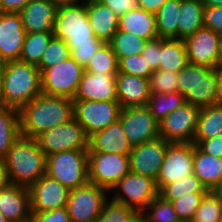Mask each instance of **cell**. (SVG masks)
Instances as JSON below:
<instances>
[{
    "label": "cell",
    "instance_id": "cell-4",
    "mask_svg": "<svg viewBox=\"0 0 222 222\" xmlns=\"http://www.w3.org/2000/svg\"><path fill=\"white\" fill-rule=\"evenodd\" d=\"M178 91L185 101L198 109L217 104V70L187 62L178 73Z\"/></svg>",
    "mask_w": 222,
    "mask_h": 222
},
{
    "label": "cell",
    "instance_id": "cell-34",
    "mask_svg": "<svg viewBox=\"0 0 222 222\" xmlns=\"http://www.w3.org/2000/svg\"><path fill=\"white\" fill-rule=\"evenodd\" d=\"M185 102V97L179 91L151 94L148 99L147 107L153 117L160 122Z\"/></svg>",
    "mask_w": 222,
    "mask_h": 222
},
{
    "label": "cell",
    "instance_id": "cell-50",
    "mask_svg": "<svg viewBox=\"0 0 222 222\" xmlns=\"http://www.w3.org/2000/svg\"><path fill=\"white\" fill-rule=\"evenodd\" d=\"M101 4L111 8V10L120 18L125 13L137 8V0H97Z\"/></svg>",
    "mask_w": 222,
    "mask_h": 222
},
{
    "label": "cell",
    "instance_id": "cell-60",
    "mask_svg": "<svg viewBox=\"0 0 222 222\" xmlns=\"http://www.w3.org/2000/svg\"><path fill=\"white\" fill-rule=\"evenodd\" d=\"M0 222H7L1 211H0Z\"/></svg>",
    "mask_w": 222,
    "mask_h": 222
},
{
    "label": "cell",
    "instance_id": "cell-23",
    "mask_svg": "<svg viewBox=\"0 0 222 222\" xmlns=\"http://www.w3.org/2000/svg\"><path fill=\"white\" fill-rule=\"evenodd\" d=\"M133 147L123 133L118 120L104 130L93 133L88 138V152L117 153L129 155Z\"/></svg>",
    "mask_w": 222,
    "mask_h": 222
},
{
    "label": "cell",
    "instance_id": "cell-57",
    "mask_svg": "<svg viewBox=\"0 0 222 222\" xmlns=\"http://www.w3.org/2000/svg\"><path fill=\"white\" fill-rule=\"evenodd\" d=\"M204 7L222 6V0H201Z\"/></svg>",
    "mask_w": 222,
    "mask_h": 222
},
{
    "label": "cell",
    "instance_id": "cell-43",
    "mask_svg": "<svg viewBox=\"0 0 222 222\" xmlns=\"http://www.w3.org/2000/svg\"><path fill=\"white\" fill-rule=\"evenodd\" d=\"M135 209L114 201L106 200L103 205L100 215L95 219L94 222H128L131 214Z\"/></svg>",
    "mask_w": 222,
    "mask_h": 222
},
{
    "label": "cell",
    "instance_id": "cell-59",
    "mask_svg": "<svg viewBox=\"0 0 222 222\" xmlns=\"http://www.w3.org/2000/svg\"><path fill=\"white\" fill-rule=\"evenodd\" d=\"M2 71H3V64L0 63V106H2V100H1Z\"/></svg>",
    "mask_w": 222,
    "mask_h": 222
},
{
    "label": "cell",
    "instance_id": "cell-24",
    "mask_svg": "<svg viewBox=\"0 0 222 222\" xmlns=\"http://www.w3.org/2000/svg\"><path fill=\"white\" fill-rule=\"evenodd\" d=\"M56 10L51 0H30L19 12L26 33L53 32Z\"/></svg>",
    "mask_w": 222,
    "mask_h": 222
},
{
    "label": "cell",
    "instance_id": "cell-33",
    "mask_svg": "<svg viewBox=\"0 0 222 222\" xmlns=\"http://www.w3.org/2000/svg\"><path fill=\"white\" fill-rule=\"evenodd\" d=\"M53 32L26 33L19 61L38 66Z\"/></svg>",
    "mask_w": 222,
    "mask_h": 222
},
{
    "label": "cell",
    "instance_id": "cell-11",
    "mask_svg": "<svg viewBox=\"0 0 222 222\" xmlns=\"http://www.w3.org/2000/svg\"><path fill=\"white\" fill-rule=\"evenodd\" d=\"M107 189L88 182L70 190L66 208L71 222H94L106 202Z\"/></svg>",
    "mask_w": 222,
    "mask_h": 222
},
{
    "label": "cell",
    "instance_id": "cell-16",
    "mask_svg": "<svg viewBox=\"0 0 222 222\" xmlns=\"http://www.w3.org/2000/svg\"><path fill=\"white\" fill-rule=\"evenodd\" d=\"M194 143H169L156 180L158 190L164 185L193 174Z\"/></svg>",
    "mask_w": 222,
    "mask_h": 222
},
{
    "label": "cell",
    "instance_id": "cell-37",
    "mask_svg": "<svg viewBox=\"0 0 222 222\" xmlns=\"http://www.w3.org/2000/svg\"><path fill=\"white\" fill-rule=\"evenodd\" d=\"M86 72L118 74V59L110 43H104L91 57Z\"/></svg>",
    "mask_w": 222,
    "mask_h": 222
},
{
    "label": "cell",
    "instance_id": "cell-49",
    "mask_svg": "<svg viewBox=\"0 0 222 222\" xmlns=\"http://www.w3.org/2000/svg\"><path fill=\"white\" fill-rule=\"evenodd\" d=\"M193 143L203 152L222 158V135L206 140H194Z\"/></svg>",
    "mask_w": 222,
    "mask_h": 222
},
{
    "label": "cell",
    "instance_id": "cell-31",
    "mask_svg": "<svg viewBox=\"0 0 222 222\" xmlns=\"http://www.w3.org/2000/svg\"><path fill=\"white\" fill-rule=\"evenodd\" d=\"M222 135V106L200 109L194 140H206Z\"/></svg>",
    "mask_w": 222,
    "mask_h": 222
},
{
    "label": "cell",
    "instance_id": "cell-52",
    "mask_svg": "<svg viewBox=\"0 0 222 222\" xmlns=\"http://www.w3.org/2000/svg\"><path fill=\"white\" fill-rule=\"evenodd\" d=\"M167 0H137L138 8L156 14Z\"/></svg>",
    "mask_w": 222,
    "mask_h": 222
},
{
    "label": "cell",
    "instance_id": "cell-58",
    "mask_svg": "<svg viewBox=\"0 0 222 222\" xmlns=\"http://www.w3.org/2000/svg\"><path fill=\"white\" fill-rule=\"evenodd\" d=\"M212 191L222 199V179Z\"/></svg>",
    "mask_w": 222,
    "mask_h": 222
},
{
    "label": "cell",
    "instance_id": "cell-8",
    "mask_svg": "<svg viewBox=\"0 0 222 222\" xmlns=\"http://www.w3.org/2000/svg\"><path fill=\"white\" fill-rule=\"evenodd\" d=\"M88 136L73 116L65 123L42 132L35 139L45 156L66 150L88 149Z\"/></svg>",
    "mask_w": 222,
    "mask_h": 222
},
{
    "label": "cell",
    "instance_id": "cell-22",
    "mask_svg": "<svg viewBox=\"0 0 222 222\" xmlns=\"http://www.w3.org/2000/svg\"><path fill=\"white\" fill-rule=\"evenodd\" d=\"M115 80L117 101L122 108L147 106L151 95L148 78L118 73Z\"/></svg>",
    "mask_w": 222,
    "mask_h": 222
},
{
    "label": "cell",
    "instance_id": "cell-35",
    "mask_svg": "<svg viewBox=\"0 0 222 222\" xmlns=\"http://www.w3.org/2000/svg\"><path fill=\"white\" fill-rule=\"evenodd\" d=\"M195 192H208V190L194 174H191L175 182L164 185L159 190V195L164 200L173 202L184 195Z\"/></svg>",
    "mask_w": 222,
    "mask_h": 222
},
{
    "label": "cell",
    "instance_id": "cell-12",
    "mask_svg": "<svg viewBox=\"0 0 222 222\" xmlns=\"http://www.w3.org/2000/svg\"><path fill=\"white\" fill-rule=\"evenodd\" d=\"M114 189H121L119 191L122 192L114 195L112 199L135 210H145L146 206L159 195L156 180L132 172L116 183L111 191Z\"/></svg>",
    "mask_w": 222,
    "mask_h": 222
},
{
    "label": "cell",
    "instance_id": "cell-17",
    "mask_svg": "<svg viewBox=\"0 0 222 222\" xmlns=\"http://www.w3.org/2000/svg\"><path fill=\"white\" fill-rule=\"evenodd\" d=\"M169 142L162 137L133 147L128 155L130 172L157 180Z\"/></svg>",
    "mask_w": 222,
    "mask_h": 222
},
{
    "label": "cell",
    "instance_id": "cell-20",
    "mask_svg": "<svg viewBox=\"0 0 222 222\" xmlns=\"http://www.w3.org/2000/svg\"><path fill=\"white\" fill-rule=\"evenodd\" d=\"M116 75L84 71L72 100H117Z\"/></svg>",
    "mask_w": 222,
    "mask_h": 222
},
{
    "label": "cell",
    "instance_id": "cell-45",
    "mask_svg": "<svg viewBox=\"0 0 222 222\" xmlns=\"http://www.w3.org/2000/svg\"><path fill=\"white\" fill-rule=\"evenodd\" d=\"M105 42L66 43L71 50V57L85 68L91 57Z\"/></svg>",
    "mask_w": 222,
    "mask_h": 222
},
{
    "label": "cell",
    "instance_id": "cell-29",
    "mask_svg": "<svg viewBox=\"0 0 222 222\" xmlns=\"http://www.w3.org/2000/svg\"><path fill=\"white\" fill-rule=\"evenodd\" d=\"M187 62L184 40L160 38V64L158 70L179 73Z\"/></svg>",
    "mask_w": 222,
    "mask_h": 222
},
{
    "label": "cell",
    "instance_id": "cell-38",
    "mask_svg": "<svg viewBox=\"0 0 222 222\" xmlns=\"http://www.w3.org/2000/svg\"><path fill=\"white\" fill-rule=\"evenodd\" d=\"M222 220V199L213 191L203 197L191 222H220Z\"/></svg>",
    "mask_w": 222,
    "mask_h": 222
},
{
    "label": "cell",
    "instance_id": "cell-36",
    "mask_svg": "<svg viewBox=\"0 0 222 222\" xmlns=\"http://www.w3.org/2000/svg\"><path fill=\"white\" fill-rule=\"evenodd\" d=\"M109 43L119 61L121 58L131 55H141L147 40L139 38L130 32L118 29Z\"/></svg>",
    "mask_w": 222,
    "mask_h": 222
},
{
    "label": "cell",
    "instance_id": "cell-2",
    "mask_svg": "<svg viewBox=\"0 0 222 222\" xmlns=\"http://www.w3.org/2000/svg\"><path fill=\"white\" fill-rule=\"evenodd\" d=\"M41 93L40 71L37 66L19 60L3 63L2 106L20 111Z\"/></svg>",
    "mask_w": 222,
    "mask_h": 222
},
{
    "label": "cell",
    "instance_id": "cell-19",
    "mask_svg": "<svg viewBox=\"0 0 222 222\" xmlns=\"http://www.w3.org/2000/svg\"><path fill=\"white\" fill-rule=\"evenodd\" d=\"M25 35L19 13L0 15V63L19 60Z\"/></svg>",
    "mask_w": 222,
    "mask_h": 222
},
{
    "label": "cell",
    "instance_id": "cell-9",
    "mask_svg": "<svg viewBox=\"0 0 222 222\" xmlns=\"http://www.w3.org/2000/svg\"><path fill=\"white\" fill-rule=\"evenodd\" d=\"M122 107L117 100H73V116L89 137L119 120Z\"/></svg>",
    "mask_w": 222,
    "mask_h": 222
},
{
    "label": "cell",
    "instance_id": "cell-51",
    "mask_svg": "<svg viewBox=\"0 0 222 222\" xmlns=\"http://www.w3.org/2000/svg\"><path fill=\"white\" fill-rule=\"evenodd\" d=\"M30 0H0L2 13H19Z\"/></svg>",
    "mask_w": 222,
    "mask_h": 222
},
{
    "label": "cell",
    "instance_id": "cell-55",
    "mask_svg": "<svg viewBox=\"0 0 222 222\" xmlns=\"http://www.w3.org/2000/svg\"><path fill=\"white\" fill-rule=\"evenodd\" d=\"M218 78V101L217 104L222 106V63L216 68Z\"/></svg>",
    "mask_w": 222,
    "mask_h": 222
},
{
    "label": "cell",
    "instance_id": "cell-28",
    "mask_svg": "<svg viewBox=\"0 0 222 222\" xmlns=\"http://www.w3.org/2000/svg\"><path fill=\"white\" fill-rule=\"evenodd\" d=\"M203 10L201 0H180L178 39L185 40L204 27Z\"/></svg>",
    "mask_w": 222,
    "mask_h": 222
},
{
    "label": "cell",
    "instance_id": "cell-41",
    "mask_svg": "<svg viewBox=\"0 0 222 222\" xmlns=\"http://www.w3.org/2000/svg\"><path fill=\"white\" fill-rule=\"evenodd\" d=\"M206 193L207 192L189 193L171 202L181 222H191Z\"/></svg>",
    "mask_w": 222,
    "mask_h": 222
},
{
    "label": "cell",
    "instance_id": "cell-42",
    "mask_svg": "<svg viewBox=\"0 0 222 222\" xmlns=\"http://www.w3.org/2000/svg\"><path fill=\"white\" fill-rule=\"evenodd\" d=\"M148 79L151 94L178 92V73L156 70Z\"/></svg>",
    "mask_w": 222,
    "mask_h": 222
},
{
    "label": "cell",
    "instance_id": "cell-61",
    "mask_svg": "<svg viewBox=\"0 0 222 222\" xmlns=\"http://www.w3.org/2000/svg\"><path fill=\"white\" fill-rule=\"evenodd\" d=\"M221 63H222V45H221Z\"/></svg>",
    "mask_w": 222,
    "mask_h": 222
},
{
    "label": "cell",
    "instance_id": "cell-15",
    "mask_svg": "<svg viewBox=\"0 0 222 222\" xmlns=\"http://www.w3.org/2000/svg\"><path fill=\"white\" fill-rule=\"evenodd\" d=\"M188 62L216 69L221 63L222 36L201 28L184 40Z\"/></svg>",
    "mask_w": 222,
    "mask_h": 222
},
{
    "label": "cell",
    "instance_id": "cell-26",
    "mask_svg": "<svg viewBox=\"0 0 222 222\" xmlns=\"http://www.w3.org/2000/svg\"><path fill=\"white\" fill-rule=\"evenodd\" d=\"M119 30L130 32L147 41L158 38L156 15L141 8H135L119 18Z\"/></svg>",
    "mask_w": 222,
    "mask_h": 222
},
{
    "label": "cell",
    "instance_id": "cell-10",
    "mask_svg": "<svg viewBox=\"0 0 222 222\" xmlns=\"http://www.w3.org/2000/svg\"><path fill=\"white\" fill-rule=\"evenodd\" d=\"M130 172L128 155L88 152V180L110 191Z\"/></svg>",
    "mask_w": 222,
    "mask_h": 222
},
{
    "label": "cell",
    "instance_id": "cell-30",
    "mask_svg": "<svg viewBox=\"0 0 222 222\" xmlns=\"http://www.w3.org/2000/svg\"><path fill=\"white\" fill-rule=\"evenodd\" d=\"M19 136V110L0 106V159H5L8 150Z\"/></svg>",
    "mask_w": 222,
    "mask_h": 222
},
{
    "label": "cell",
    "instance_id": "cell-48",
    "mask_svg": "<svg viewBox=\"0 0 222 222\" xmlns=\"http://www.w3.org/2000/svg\"><path fill=\"white\" fill-rule=\"evenodd\" d=\"M141 55L152 71L158 70L160 64V38L147 41Z\"/></svg>",
    "mask_w": 222,
    "mask_h": 222
},
{
    "label": "cell",
    "instance_id": "cell-13",
    "mask_svg": "<svg viewBox=\"0 0 222 222\" xmlns=\"http://www.w3.org/2000/svg\"><path fill=\"white\" fill-rule=\"evenodd\" d=\"M200 109L185 102L159 122V134L169 143H193Z\"/></svg>",
    "mask_w": 222,
    "mask_h": 222
},
{
    "label": "cell",
    "instance_id": "cell-1",
    "mask_svg": "<svg viewBox=\"0 0 222 222\" xmlns=\"http://www.w3.org/2000/svg\"><path fill=\"white\" fill-rule=\"evenodd\" d=\"M20 135L36 138L73 117V100L41 93L20 111Z\"/></svg>",
    "mask_w": 222,
    "mask_h": 222
},
{
    "label": "cell",
    "instance_id": "cell-40",
    "mask_svg": "<svg viewBox=\"0 0 222 222\" xmlns=\"http://www.w3.org/2000/svg\"><path fill=\"white\" fill-rule=\"evenodd\" d=\"M149 222H180L171 202L160 195L154 198L145 208Z\"/></svg>",
    "mask_w": 222,
    "mask_h": 222
},
{
    "label": "cell",
    "instance_id": "cell-5",
    "mask_svg": "<svg viewBox=\"0 0 222 222\" xmlns=\"http://www.w3.org/2000/svg\"><path fill=\"white\" fill-rule=\"evenodd\" d=\"M46 175L69 190L87 184L88 149L66 150L46 156Z\"/></svg>",
    "mask_w": 222,
    "mask_h": 222
},
{
    "label": "cell",
    "instance_id": "cell-14",
    "mask_svg": "<svg viewBox=\"0 0 222 222\" xmlns=\"http://www.w3.org/2000/svg\"><path fill=\"white\" fill-rule=\"evenodd\" d=\"M119 121L132 147L160 137L159 122L147 106L122 108Z\"/></svg>",
    "mask_w": 222,
    "mask_h": 222
},
{
    "label": "cell",
    "instance_id": "cell-21",
    "mask_svg": "<svg viewBox=\"0 0 222 222\" xmlns=\"http://www.w3.org/2000/svg\"><path fill=\"white\" fill-rule=\"evenodd\" d=\"M0 211L7 222H28L31 213L28 188L10 184L0 189Z\"/></svg>",
    "mask_w": 222,
    "mask_h": 222
},
{
    "label": "cell",
    "instance_id": "cell-46",
    "mask_svg": "<svg viewBox=\"0 0 222 222\" xmlns=\"http://www.w3.org/2000/svg\"><path fill=\"white\" fill-rule=\"evenodd\" d=\"M28 222H71V220L65 206L45 212H31Z\"/></svg>",
    "mask_w": 222,
    "mask_h": 222
},
{
    "label": "cell",
    "instance_id": "cell-27",
    "mask_svg": "<svg viewBox=\"0 0 222 222\" xmlns=\"http://www.w3.org/2000/svg\"><path fill=\"white\" fill-rule=\"evenodd\" d=\"M193 174L208 191H212L222 179V158L209 155L195 145Z\"/></svg>",
    "mask_w": 222,
    "mask_h": 222
},
{
    "label": "cell",
    "instance_id": "cell-53",
    "mask_svg": "<svg viewBox=\"0 0 222 222\" xmlns=\"http://www.w3.org/2000/svg\"><path fill=\"white\" fill-rule=\"evenodd\" d=\"M11 184L4 159H0V189Z\"/></svg>",
    "mask_w": 222,
    "mask_h": 222
},
{
    "label": "cell",
    "instance_id": "cell-3",
    "mask_svg": "<svg viewBox=\"0 0 222 222\" xmlns=\"http://www.w3.org/2000/svg\"><path fill=\"white\" fill-rule=\"evenodd\" d=\"M4 160L11 184L29 188L46 174V156L35 138L20 135Z\"/></svg>",
    "mask_w": 222,
    "mask_h": 222
},
{
    "label": "cell",
    "instance_id": "cell-6",
    "mask_svg": "<svg viewBox=\"0 0 222 222\" xmlns=\"http://www.w3.org/2000/svg\"><path fill=\"white\" fill-rule=\"evenodd\" d=\"M53 35L66 43L104 42L93 34L88 21L86 0L78 5L57 7Z\"/></svg>",
    "mask_w": 222,
    "mask_h": 222
},
{
    "label": "cell",
    "instance_id": "cell-47",
    "mask_svg": "<svg viewBox=\"0 0 222 222\" xmlns=\"http://www.w3.org/2000/svg\"><path fill=\"white\" fill-rule=\"evenodd\" d=\"M203 25L222 36V6L204 7Z\"/></svg>",
    "mask_w": 222,
    "mask_h": 222
},
{
    "label": "cell",
    "instance_id": "cell-25",
    "mask_svg": "<svg viewBox=\"0 0 222 222\" xmlns=\"http://www.w3.org/2000/svg\"><path fill=\"white\" fill-rule=\"evenodd\" d=\"M86 8L93 34L105 43H109L119 29V17L111 8L97 0H86Z\"/></svg>",
    "mask_w": 222,
    "mask_h": 222
},
{
    "label": "cell",
    "instance_id": "cell-32",
    "mask_svg": "<svg viewBox=\"0 0 222 222\" xmlns=\"http://www.w3.org/2000/svg\"><path fill=\"white\" fill-rule=\"evenodd\" d=\"M180 0H167L156 15V30L158 38L178 39V22Z\"/></svg>",
    "mask_w": 222,
    "mask_h": 222
},
{
    "label": "cell",
    "instance_id": "cell-56",
    "mask_svg": "<svg viewBox=\"0 0 222 222\" xmlns=\"http://www.w3.org/2000/svg\"><path fill=\"white\" fill-rule=\"evenodd\" d=\"M57 7L78 5L79 0H51Z\"/></svg>",
    "mask_w": 222,
    "mask_h": 222
},
{
    "label": "cell",
    "instance_id": "cell-18",
    "mask_svg": "<svg viewBox=\"0 0 222 222\" xmlns=\"http://www.w3.org/2000/svg\"><path fill=\"white\" fill-rule=\"evenodd\" d=\"M28 190L31 212H45L65 207L70 194L69 189L46 174Z\"/></svg>",
    "mask_w": 222,
    "mask_h": 222
},
{
    "label": "cell",
    "instance_id": "cell-39",
    "mask_svg": "<svg viewBox=\"0 0 222 222\" xmlns=\"http://www.w3.org/2000/svg\"><path fill=\"white\" fill-rule=\"evenodd\" d=\"M69 57H71V50L66 42L53 37L41 57L40 63L37 66L38 70L41 72L43 69L53 67Z\"/></svg>",
    "mask_w": 222,
    "mask_h": 222
},
{
    "label": "cell",
    "instance_id": "cell-44",
    "mask_svg": "<svg viewBox=\"0 0 222 222\" xmlns=\"http://www.w3.org/2000/svg\"><path fill=\"white\" fill-rule=\"evenodd\" d=\"M152 72L142 55H131L118 61V73L149 78Z\"/></svg>",
    "mask_w": 222,
    "mask_h": 222
},
{
    "label": "cell",
    "instance_id": "cell-54",
    "mask_svg": "<svg viewBox=\"0 0 222 222\" xmlns=\"http://www.w3.org/2000/svg\"><path fill=\"white\" fill-rule=\"evenodd\" d=\"M128 222H149V219L145 210H135L131 214Z\"/></svg>",
    "mask_w": 222,
    "mask_h": 222
},
{
    "label": "cell",
    "instance_id": "cell-7",
    "mask_svg": "<svg viewBox=\"0 0 222 222\" xmlns=\"http://www.w3.org/2000/svg\"><path fill=\"white\" fill-rule=\"evenodd\" d=\"M84 68L72 57L40 72L41 92L73 99Z\"/></svg>",
    "mask_w": 222,
    "mask_h": 222
}]
</instances>
